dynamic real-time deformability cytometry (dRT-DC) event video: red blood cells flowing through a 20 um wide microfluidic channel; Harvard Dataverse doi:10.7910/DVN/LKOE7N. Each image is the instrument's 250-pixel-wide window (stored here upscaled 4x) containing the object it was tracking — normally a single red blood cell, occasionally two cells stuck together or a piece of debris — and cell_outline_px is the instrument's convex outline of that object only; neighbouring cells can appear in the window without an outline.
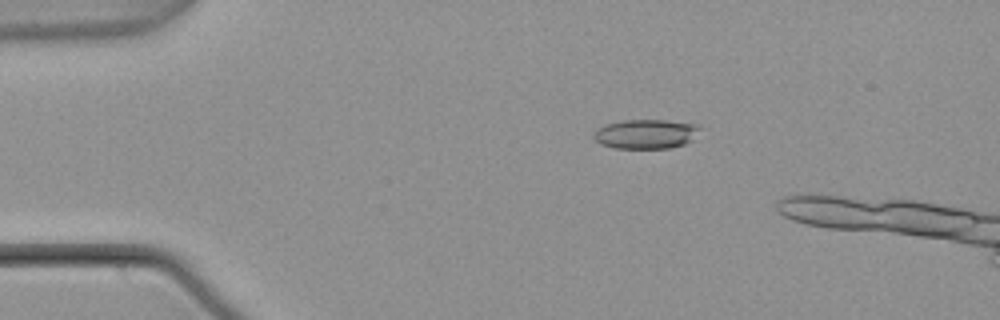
{"species": "common noctule bat (a hibernating species)", "species_latin": "Nyctalus noctula", "temperature_condition": "warm", "stored_images_in_passage": 18, "camera_frame_rate_fps": 3000, "um_per_image_px": 0.085, "animal": {"sex": "male", "body_mass_g": 21.5, "forearm_length_mm": 52.0}, "frame": {"image": 1, "passage_image": 11, "time_ms": 3.333, "image_size_px": [1000, 320], "cell_outline_px": [[700, 128], [692, 140], [684, 144], [668, 148], [616, 148], [600, 144], [592, 136], [596, 128], [608, 124], [624, 120], [664, 120], [700, 124]], "centroid_in_image_um": [54.89, 11.38], "position_along_channel_um": 30.1, "area_um2": 18.15}}